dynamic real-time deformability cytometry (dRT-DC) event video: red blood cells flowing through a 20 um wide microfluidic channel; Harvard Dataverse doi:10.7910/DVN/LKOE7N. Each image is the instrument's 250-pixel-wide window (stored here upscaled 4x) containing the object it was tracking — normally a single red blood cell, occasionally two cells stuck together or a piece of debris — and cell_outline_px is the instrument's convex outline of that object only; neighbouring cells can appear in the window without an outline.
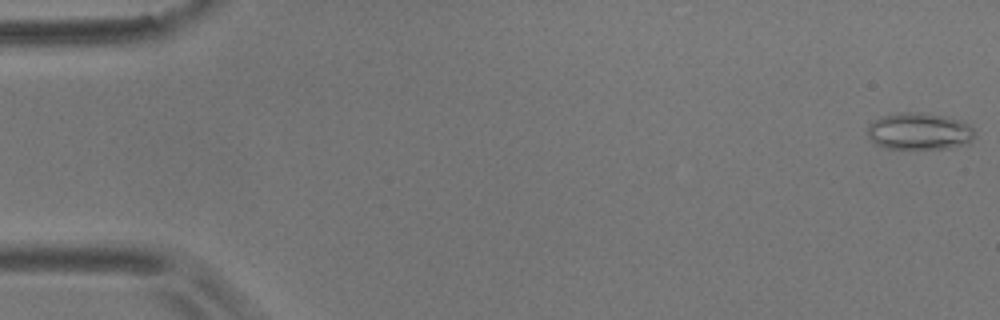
{"species": "common noctule bat (a hibernating species)", "species_latin": "Nyctalus noctula", "temperature_condition": "room temperature", "stored_images_in_passage": 57, "camera_frame_rate_fps": 3000, "um_per_image_px": 0.085, "animal": {"sex": "male", "body_mass_g": 17.9}, "frame": {"image": 1, "passage_image": 1, "time_ms": 0.0, "image_size_px": [1000, 320], "cell_outline_px": [[972, 136], [968, 144], [948, 148], [884, 148], [876, 144], [868, 136], [868, 128], [880, 116], [896, 112], [920, 112], [944, 116], [960, 120], [968, 124], [972, 128]], "centroid_in_image_um": [78.12, 11.15], "position_along_channel_um": 6.9, "area_um2": 22.83}}
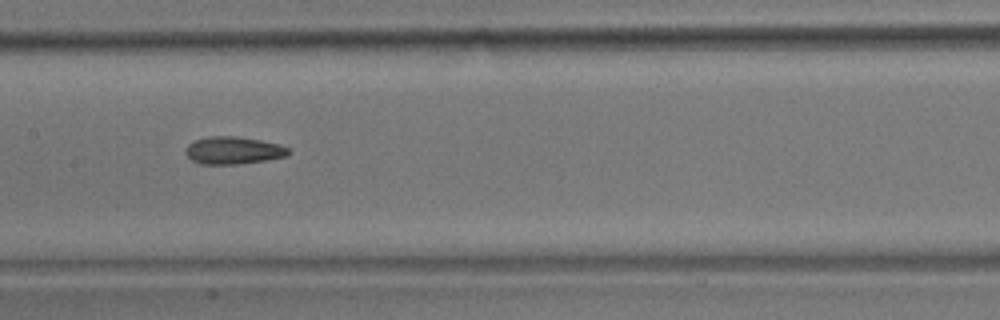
{"frame": {"image": 2, "passage_image": 28, "time_ms": 9.0, "image_size_px": [1000, 320], "cell_outline_px": [[292, 152], [288, 156], [268, 160], [236, 164], [200, 164], [192, 160], [184, 152], [184, 148], [188, 144], [196, 140], [208, 136], [236, 136], [260, 140], [280, 144], [288, 148]], "centroid_in_image_um": [19.85, 12.78], "position_along_channel_um": 187.6, "area_um2": 16.65}}
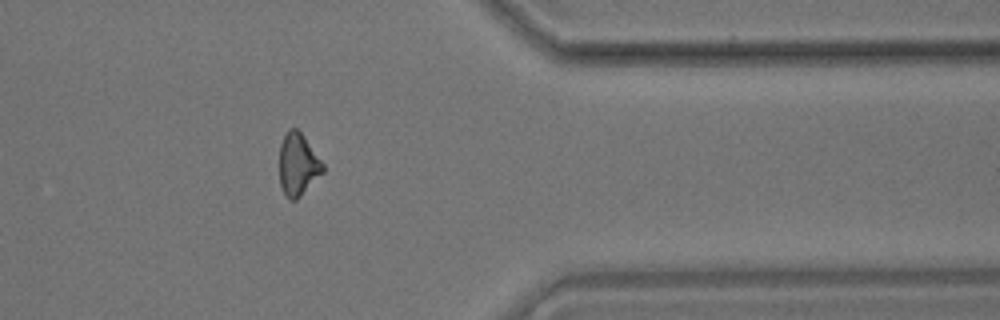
{"frame": {"image": 3, "passage_image": 46, "time_ms": 15.0, "image_size_px": [1000, 320], "cell_outline_px": [[324, 172], [296, 200], [288, 200], [280, 184], [280, 144], [288, 128], [296, 128], [304, 136], [324, 164]], "centroid_in_image_um": [25.33, 13.98], "position_along_channel_um": 386.1, "area_um2": 15.72}, "authors_computed_cell_mechanics": {"area_um2": 16.2996, "velocity_mm_per_s": 3.5692, "shape_relaxation_time_tau1_ms": null, "shape_relaxation_time_tau2_ms": 3.7334, "deformation_change_tau1": null, "deformation_change_tau2": 0.1188}}